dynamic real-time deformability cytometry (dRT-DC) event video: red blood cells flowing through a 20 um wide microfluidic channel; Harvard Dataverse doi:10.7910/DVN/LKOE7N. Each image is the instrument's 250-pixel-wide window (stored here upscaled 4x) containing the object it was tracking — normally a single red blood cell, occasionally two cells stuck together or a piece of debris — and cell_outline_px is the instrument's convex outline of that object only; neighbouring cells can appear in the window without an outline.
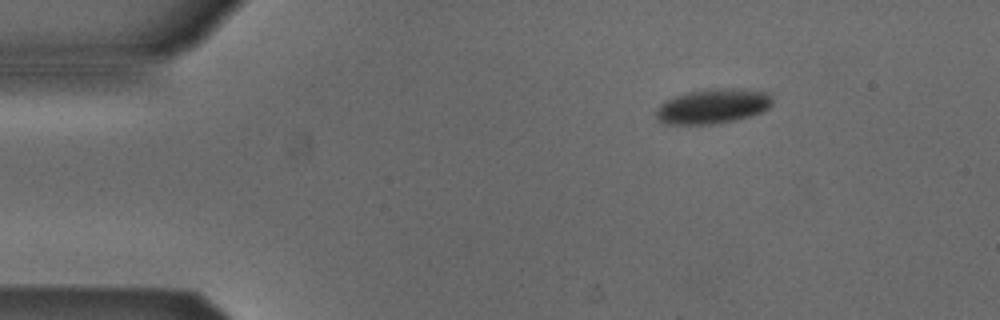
{"species": "Egyptian fruit bat (a non-hibernating species)", "species_latin": "Rousettus aegyptiacus", "temperature_condition": "cold", "stored_images_in_passage": 46, "camera_frame_rate_fps": 3000, "um_per_image_px": 0.085, "animal": {"sex": "male"}, "frame": {"image": 1, "passage_image": 1, "time_ms": 0.0, "image_size_px": [1000, 320], "cell_outline_px": [[772, 104], [768, 108], [760, 112], [748, 116], [716, 124], [664, 124], [656, 120], [656, 108], [660, 104], [676, 96], [688, 92], [712, 88], [732, 88], [764, 92], [772, 100]], "centroid_in_image_um": [60.52, 9.04], "position_along_channel_um": 24.5, "area_um2": 23.24}}
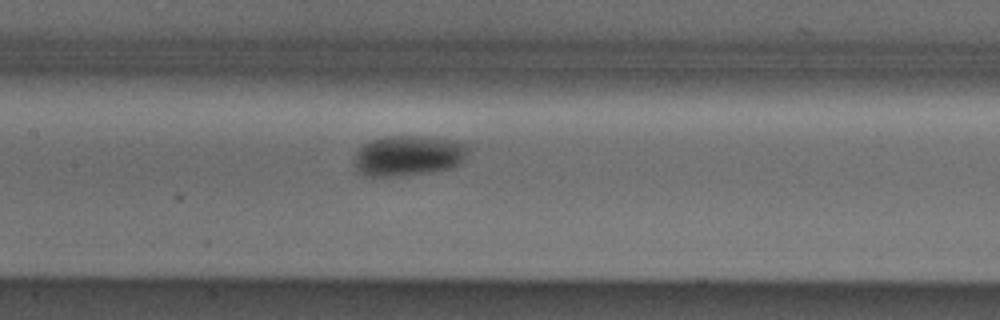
{"frame": {"image": 2, "passage_image": 18, "time_ms": 5.667, "image_size_px": [1000, 320], "cell_outline_px": [[468, 152], [464, 160], [460, 164], [452, 168], [408, 176], [364, 176], [352, 164], [356, 152], [364, 144], [372, 140], [384, 136], [416, 136], [448, 140], [464, 144], [468, 148]], "centroid_in_image_um": [34.67, 13.26], "position_along_channel_um": 172.7, "area_um2": 26.88}}
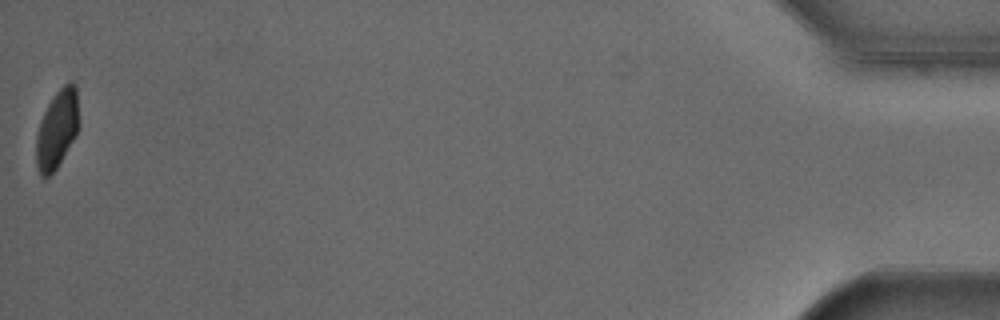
{"frame": {"image": 3, "passage_image": 46, "time_ms": 15.0, "image_size_px": [1000, 320], "cell_outline_px": [[80, 124], [76, 136], [56, 168], [48, 176], [40, 176], [36, 164], [36, 136], [40, 120], [48, 104], [56, 92], [68, 80], [72, 80], [76, 88]], "centroid_in_image_um": [4.87, 10.94], "position_along_channel_um": 430.3, "area_um2": 19.65}, "authors_computed_cell_mechanics": {"area_um2": 24.7673, "velocity_mm_per_s": 3.8513, "shape_relaxation_time_tau1_ms": 3.1055, "shape_relaxation_time_tau2_ms": null, "deformation_change_tau1": 0.0932, "deformation_change_tau2": null}}